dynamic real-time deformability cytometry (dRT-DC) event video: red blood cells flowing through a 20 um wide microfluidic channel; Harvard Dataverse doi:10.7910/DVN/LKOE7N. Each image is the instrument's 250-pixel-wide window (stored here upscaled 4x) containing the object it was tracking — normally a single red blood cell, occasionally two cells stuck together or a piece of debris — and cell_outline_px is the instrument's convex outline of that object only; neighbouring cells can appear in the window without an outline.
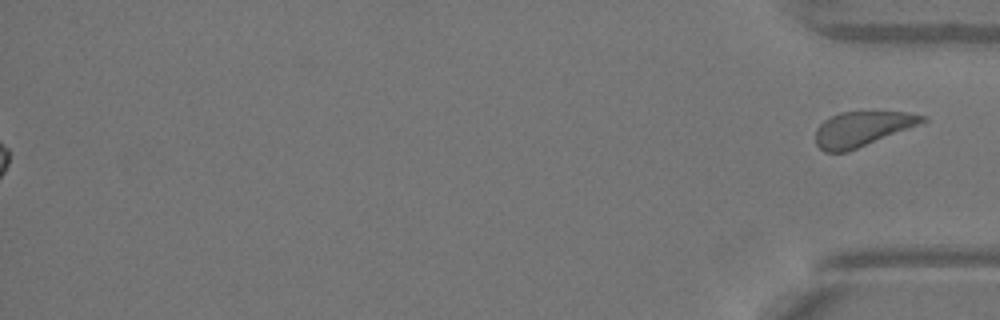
{"species": "Egyptian fruit bat (a non-hibernating species)", "species_latin": "Rousettus aegyptiacus", "temperature_condition": "warm", "stored_images_in_passage": 37, "segment_of_instrument_passage": [2, 2], "camera_frame_rate_fps": 3000, "um_per_image_px": 0.085, "animal": {"sex": "female"}, "frame": {"image": 1, "passage_image": 37, "time_ms": 12.0, "image_size_px": [1000, 320], "cell_outline_px": [[928, 120], [848, 152], [824, 152], [816, 144], [816, 128], [824, 120], [840, 112], [908, 112], [928, 116]], "centroid_in_image_um": [73.26, 10.95], "position_along_channel_um": 361.9, "area_um2": 21.44}}